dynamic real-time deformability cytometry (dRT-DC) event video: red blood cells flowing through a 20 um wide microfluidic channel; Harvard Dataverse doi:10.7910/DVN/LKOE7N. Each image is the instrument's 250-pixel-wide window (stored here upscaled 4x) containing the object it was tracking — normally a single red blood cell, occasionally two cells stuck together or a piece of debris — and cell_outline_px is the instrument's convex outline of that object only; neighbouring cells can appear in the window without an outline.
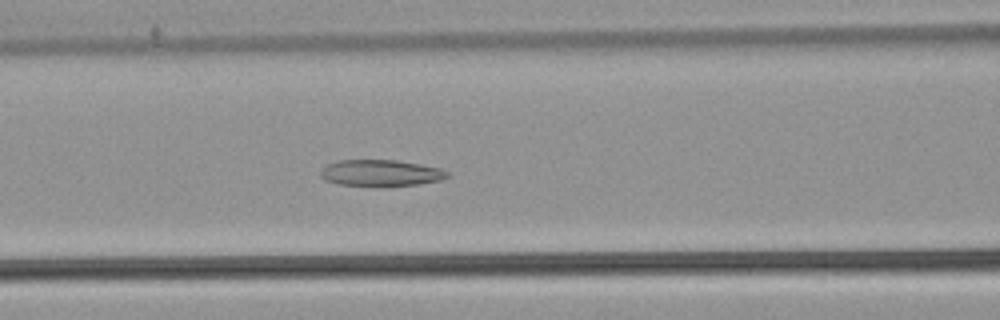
{"species": "common noctule bat (a hibernating species)", "species_latin": "Nyctalus noctula", "temperature_condition": "warm", "stored_images_in_passage": 55, "camera_frame_rate_fps": 3000, "um_per_image_px": 0.085, "animal": {"sex": "male", "body_mass_g": 21.5, "forearm_length_mm": 52.0}, "frame": {"image": 1, "passage_image": 24, "time_ms": 7.667, "image_size_px": [1000, 320], "cell_outline_px": [[452, 172], [448, 176], [440, 180], [420, 184], [384, 188], [340, 184], [324, 180], [320, 176], [320, 168], [336, 160], [396, 160], [420, 164], [440, 168]], "centroid_in_image_um": [32.36, 14.73], "position_along_channel_um": 134.2, "area_um2": 20.17}}
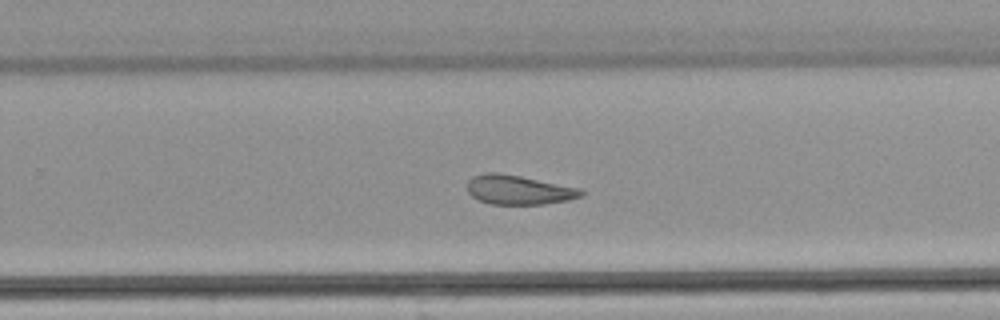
{"frame": {"image": 2, "passage_image": 36, "time_ms": 11.667, "image_size_px": [1000, 320], "cell_outline_px": [[584, 196], [568, 200], [544, 204], [492, 204], [480, 200], [472, 196], [468, 192], [468, 180], [472, 176], [484, 172], [496, 172], [520, 176], [580, 188], [584, 192]], "centroid_in_image_um": [44.09, 16.13], "position_along_channel_um": 285.7, "area_um2": 19.42}}
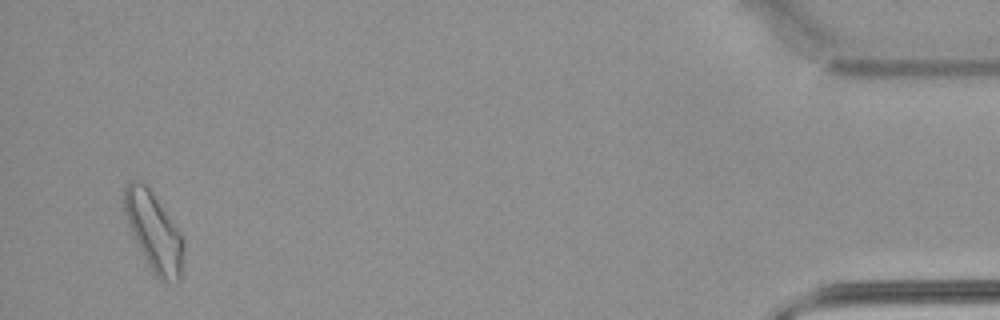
{"frame": {"image": 3, "passage_image": 53, "time_ms": 17.333, "image_size_px": [1000, 320], "cell_outline_px": [[184, 248], [180, 280], [176, 284], [164, 284], [152, 272], [128, 224], [124, 212], [124, 188], [128, 180], [144, 180], [180, 232], [184, 244]], "centroid_in_image_um": [13.09, 19.71], "position_along_channel_um": 422.1, "area_um2": 27.22}, "authors_computed_cell_mechanics": {"area_um2": 23.12, "velocity_mm_per_s": 3.804, "shape_relaxation_time_tau1_ms": null, "shape_relaxation_time_tau2_ms": 3.1918, "deformation_change_tau1": null, "deformation_change_tau2": 0.1145}}